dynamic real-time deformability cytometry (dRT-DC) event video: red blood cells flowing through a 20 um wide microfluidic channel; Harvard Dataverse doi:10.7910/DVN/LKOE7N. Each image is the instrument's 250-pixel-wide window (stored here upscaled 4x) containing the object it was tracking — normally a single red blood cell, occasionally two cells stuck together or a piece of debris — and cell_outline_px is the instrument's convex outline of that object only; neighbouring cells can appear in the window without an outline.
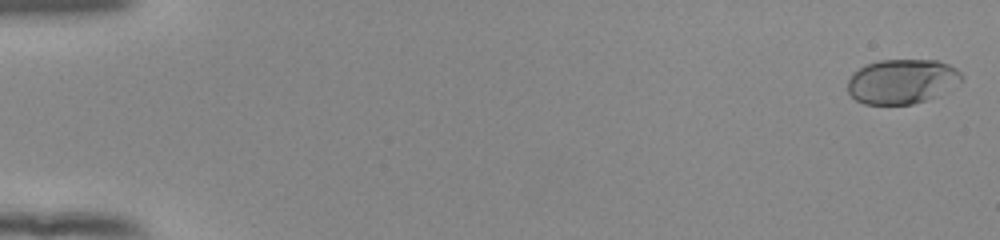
{"species": "human", "species_latin": "Homo sapiens", "temperature_condition": "room temperature", "stored_images_in_passage": 55, "camera_frame_rate_fps": 3000, "um_per_image_px": 0.085, "donor": {"sex": "female"}, "frame": {"image": 1, "passage_image": 2, "time_ms": 0.333, "image_size_px": [1000, 240], "cell_outline_px": [[964, 80], [940, 96], [912, 104], [864, 104], [856, 100], [848, 92], [848, 80], [852, 72], [868, 64], [880, 60], [936, 60], [948, 64], [956, 68], [964, 76]], "centroid_in_image_um": [76.71, 6.93], "position_along_channel_um": 8.3, "area_um2": 29.94}}
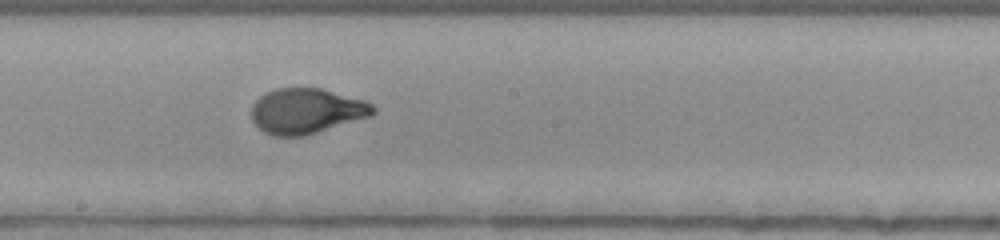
{"frame": {"image": 2, "passage_image": 32, "time_ms": 10.333, "image_size_px": [1000, 240], "cell_outline_px": [[376, 112], [372, 116], [304, 136], [276, 136], [264, 132], [252, 120], [252, 104], [260, 96], [276, 88], [320, 88], [364, 100], [372, 104], [376, 108]], "centroid_in_image_um": [26.07, 9.44], "position_along_channel_um": 222.1, "area_um2": 32.02}}
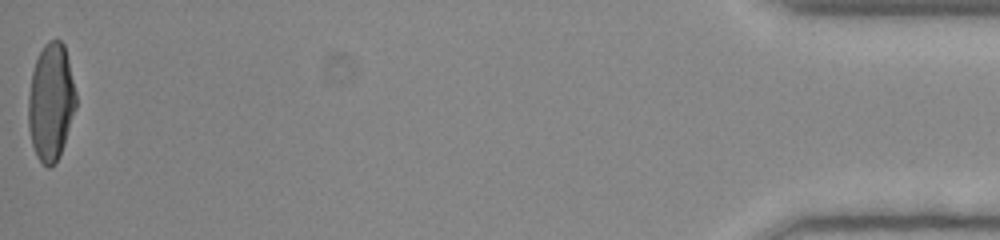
{"frame": {"image": 3, "passage_image": 55, "time_ms": 18.0, "image_size_px": [1000, 240], "cell_outline_px": [[76, 108], [60, 156], [48, 168], [36, 156], [32, 144], [28, 128], [28, 96], [32, 72], [36, 60], [44, 44], [48, 40], [60, 40], [64, 44], [76, 92]], "centroid_in_image_um": [4.32, 8.67], "position_along_channel_um": 430.9, "area_um2": 32.48}, "authors_computed_cell_mechanics": {"area_um2": 31.501, "velocity_mm_per_s": 3.8898, "shape_relaxation_time_tau1_ms": 4.8083, "shape_relaxation_time_tau2_ms": null, "deformation_change_tau1": 0.216, "deformation_change_tau2": null}}